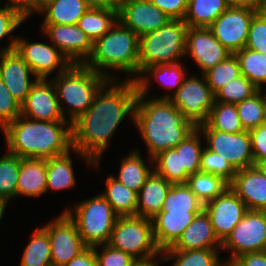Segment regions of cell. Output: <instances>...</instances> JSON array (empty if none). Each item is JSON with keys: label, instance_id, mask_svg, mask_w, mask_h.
Segmentation results:
<instances>
[{"label": "cell", "instance_id": "obj_1", "mask_svg": "<svg viewBox=\"0 0 266 266\" xmlns=\"http://www.w3.org/2000/svg\"><path fill=\"white\" fill-rule=\"evenodd\" d=\"M138 94L135 80L108 79L89 109L72 123L74 154L98 169L103 153L109 149V142L122 121L129 117L134 124Z\"/></svg>", "mask_w": 266, "mask_h": 266}, {"label": "cell", "instance_id": "obj_2", "mask_svg": "<svg viewBox=\"0 0 266 266\" xmlns=\"http://www.w3.org/2000/svg\"><path fill=\"white\" fill-rule=\"evenodd\" d=\"M1 131L7 152L20 158L47 160L73 149L72 124L69 121L49 122L20 115Z\"/></svg>", "mask_w": 266, "mask_h": 266}, {"label": "cell", "instance_id": "obj_3", "mask_svg": "<svg viewBox=\"0 0 266 266\" xmlns=\"http://www.w3.org/2000/svg\"><path fill=\"white\" fill-rule=\"evenodd\" d=\"M134 125L152 159L163 151L175 148L196 128L168 99H148L140 94Z\"/></svg>", "mask_w": 266, "mask_h": 266}, {"label": "cell", "instance_id": "obj_4", "mask_svg": "<svg viewBox=\"0 0 266 266\" xmlns=\"http://www.w3.org/2000/svg\"><path fill=\"white\" fill-rule=\"evenodd\" d=\"M139 43L140 37L117 21L93 43L92 54L84 65L107 79L120 80L107 71L110 69L128 74L125 79L136 80L139 76Z\"/></svg>", "mask_w": 266, "mask_h": 266}, {"label": "cell", "instance_id": "obj_5", "mask_svg": "<svg viewBox=\"0 0 266 266\" xmlns=\"http://www.w3.org/2000/svg\"><path fill=\"white\" fill-rule=\"evenodd\" d=\"M50 79L55 87L61 112L71 124L89 109L98 90L108 80L84 64H72L66 71ZM64 107L69 118H66Z\"/></svg>", "mask_w": 266, "mask_h": 266}, {"label": "cell", "instance_id": "obj_6", "mask_svg": "<svg viewBox=\"0 0 266 266\" xmlns=\"http://www.w3.org/2000/svg\"><path fill=\"white\" fill-rule=\"evenodd\" d=\"M187 29L188 25L184 20L171 19L163 27L140 36L139 75L148 66L173 64L183 60Z\"/></svg>", "mask_w": 266, "mask_h": 266}, {"label": "cell", "instance_id": "obj_7", "mask_svg": "<svg viewBox=\"0 0 266 266\" xmlns=\"http://www.w3.org/2000/svg\"><path fill=\"white\" fill-rule=\"evenodd\" d=\"M73 207L74 211L66 208L64 212L76 225L84 244L87 247L108 244L118 216L101 193Z\"/></svg>", "mask_w": 266, "mask_h": 266}, {"label": "cell", "instance_id": "obj_8", "mask_svg": "<svg viewBox=\"0 0 266 266\" xmlns=\"http://www.w3.org/2000/svg\"><path fill=\"white\" fill-rule=\"evenodd\" d=\"M108 244L130 254L136 260H146L162 254L154 238L152 220L138 215L118 217Z\"/></svg>", "mask_w": 266, "mask_h": 266}, {"label": "cell", "instance_id": "obj_9", "mask_svg": "<svg viewBox=\"0 0 266 266\" xmlns=\"http://www.w3.org/2000/svg\"><path fill=\"white\" fill-rule=\"evenodd\" d=\"M202 77L188 76L181 87L174 93H165L155 99H168L195 127L206 122L215 102V94L207 84L204 74Z\"/></svg>", "mask_w": 266, "mask_h": 266}, {"label": "cell", "instance_id": "obj_10", "mask_svg": "<svg viewBox=\"0 0 266 266\" xmlns=\"http://www.w3.org/2000/svg\"><path fill=\"white\" fill-rule=\"evenodd\" d=\"M230 256L224 259L227 266L237 257L266 250V211L247 210L242 220L222 243L221 250Z\"/></svg>", "mask_w": 266, "mask_h": 266}, {"label": "cell", "instance_id": "obj_11", "mask_svg": "<svg viewBox=\"0 0 266 266\" xmlns=\"http://www.w3.org/2000/svg\"><path fill=\"white\" fill-rule=\"evenodd\" d=\"M197 128L206 142L205 147L227 160L236 171L255 165L249 131L220 132L210 129L205 123Z\"/></svg>", "mask_w": 266, "mask_h": 266}, {"label": "cell", "instance_id": "obj_12", "mask_svg": "<svg viewBox=\"0 0 266 266\" xmlns=\"http://www.w3.org/2000/svg\"><path fill=\"white\" fill-rule=\"evenodd\" d=\"M50 44L42 41L30 42L21 36L17 37L15 50L29 65L37 79H48L51 73H56L54 76H57L72 65L67 57Z\"/></svg>", "mask_w": 266, "mask_h": 266}, {"label": "cell", "instance_id": "obj_13", "mask_svg": "<svg viewBox=\"0 0 266 266\" xmlns=\"http://www.w3.org/2000/svg\"><path fill=\"white\" fill-rule=\"evenodd\" d=\"M259 9L229 7L209 27L232 54L246 47L251 20Z\"/></svg>", "mask_w": 266, "mask_h": 266}, {"label": "cell", "instance_id": "obj_14", "mask_svg": "<svg viewBox=\"0 0 266 266\" xmlns=\"http://www.w3.org/2000/svg\"><path fill=\"white\" fill-rule=\"evenodd\" d=\"M42 227L50 240L52 266H64L87 247L64 211Z\"/></svg>", "mask_w": 266, "mask_h": 266}, {"label": "cell", "instance_id": "obj_15", "mask_svg": "<svg viewBox=\"0 0 266 266\" xmlns=\"http://www.w3.org/2000/svg\"><path fill=\"white\" fill-rule=\"evenodd\" d=\"M42 35H46L50 42L72 64H84L91 56L93 42L79 28L77 24H41Z\"/></svg>", "mask_w": 266, "mask_h": 266}, {"label": "cell", "instance_id": "obj_16", "mask_svg": "<svg viewBox=\"0 0 266 266\" xmlns=\"http://www.w3.org/2000/svg\"><path fill=\"white\" fill-rule=\"evenodd\" d=\"M217 238L223 243L248 210L245 203L229 187L223 194L204 204Z\"/></svg>", "mask_w": 266, "mask_h": 266}, {"label": "cell", "instance_id": "obj_17", "mask_svg": "<svg viewBox=\"0 0 266 266\" xmlns=\"http://www.w3.org/2000/svg\"><path fill=\"white\" fill-rule=\"evenodd\" d=\"M232 53L214 36L210 28L188 27L185 58L191 57L201 74L225 60Z\"/></svg>", "mask_w": 266, "mask_h": 266}, {"label": "cell", "instance_id": "obj_18", "mask_svg": "<svg viewBox=\"0 0 266 266\" xmlns=\"http://www.w3.org/2000/svg\"><path fill=\"white\" fill-rule=\"evenodd\" d=\"M21 115L33 120L68 121L61 112L51 79H37L21 105Z\"/></svg>", "mask_w": 266, "mask_h": 266}, {"label": "cell", "instance_id": "obj_19", "mask_svg": "<svg viewBox=\"0 0 266 266\" xmlns=\"http://www.w3.org/2000/svg\"><path fill=\"white\" fill-rule=\"evenodd\" d=\"M170 20L149 0H127L118 10V21L139 37L163 27Z\"/></svg>", "mask_w": 266, "mask_h": 266}, {"label": "cell", "instance_id": "obj_20", "mask_svg": "<svg viewBox=\"0 0 266 266\" xmlns=\"http://www.w3.org/2000/svg\"><path fill=\"white\" fill-rule=\"evenodd\" d=\"M0 77L21 105L25 102L32 85L37 81L29 65L16 50L0 53ZM32 78L34 80H31Z\"/></svg>", "mask_w": 266, "mask_h": 266}, {"label": "cell", "instance_id": "obj_21", "mask_svg": "<svg viewBox=\"0 0 266 266\" xmlns=\"http://www.w3.org/2000/svg\"><path fill=\"white\" fill-rule=\"evenodd\" d=\"M229 187L247 209L266 211V176L258 166L238 170Z\"/></svg>", "mask_w": 266, "mask_h": 266}, {"label": "cell", "instance_id": "obj_22", "mask_svg": "<svg viewBox=\"0 0 266 266\" xmlns=\"http://www.w3.org/2000/svg\"><path fill=\"white\" fill-rule=\"evenodd\" d=\"M208 214L203 209L182 232L178 240L164 250L221 249Z\"/></svg>", "mask_w": 266, "mask_h": 266}, {"label": "cell", "instance_id": "obj_23", "mask_svg": "<svg viewBox=\"0 0 266 266\" xmlns=\"http://www.w3.org/2000/svg\"><path fill=\"white\" fill-rule=\"evenodd\" d=\"M200 212H160L153 219L154 238L163 251L171 247Z\"/></svg>", "mask_w": 266, "mask_h": 266}, {"label": "cell", "instance_id": "obj_24", "mask_svg": "<svg viewBox=\"0 0 266 266\" xmlns=\"http://www.w3.org/2000/svg\"><path fill=\"white\" fill-rule=\"evenodd\" d=\"M182 65L183 63L180 61L173 64H158L145 68L135 80L139 94L147 97V94L150 93L151 85L154 84L153 82L151 83V77L156 82H159L158 84L161 86L170 90L173 88L175 89L173 93L176 92L187 77L186 69L184 70V65Z\"/></svg>", "mask_w": 266, "mask_h": 266}, {"label": "cell", "instance_id": "obj_25", "mask_svg": "<svg viewBox=\"0 0 266 266\" xmlns=\"http://www.w3.org/2000/svg\"><path fill=\"white\" fill-rule=\"evenodd\" d=\"M171 185L153 170L138 192L137 215L150 220L158 215Z\"/></svg>", "mask_w": 266, "mask_h": 266}, {"label": "cell", "instance_id": "obj_26", "mask_svg": "<svg viewBox=\"0 0 266 266\" xmlns=\"http://www.w3.org/2000/svg\"><path fill=\"white\" fill-rule=\"evenodd\" d=\"M46 159L20 158L17 197H39L46 194Z\"/></svg>", "mask_w": 266, "mask_h": 266}, {"label": "cell", "instance_id": "obj_27", "mask_svg": "<svg viewBox=\"0 0 266 266\" xmlns=\"http://www.w3.org/2000/svg\"><path fill=\"white\" fill-rule=\"evenodd\" d=\"M89 9L83 0H50L36 13L41 14L42 24H78L79 19Z\"/></svg>", "mask_w": 266, "mask_h": 266}, {"label": "cell", "instance_id": "obj_28", "mask_svg": "<svg viewBox=\"0 0 266 266\" xmlns=\"http://www.w3.org/2000/svg\"><path fill=\"white\" fill-rule=\"evenodd\" d=\"M149 161L151 165L146 164V161H144L138 149H132L126 157H122L118 172L119 174L117 177L114 176V178L124 184L127 188L138 193L141 187L145 184L148 176L154 170L153 159L149 158Z\"/></svg>", "mask_w": 266, "mask_h": 266}, {"label": "cell", "instance_id": "obj_29", "mask_svg": "<svg viewBox=\"0 0 266 266\" xmlns=\"http://www.w3.org/2000/svg\"><path fill=\"white\" fill-rule=\"evenodd\" d=\"M106 190L101 195L112 206L118 217L137 215L138 193L119 182L114 175L106 179Z\"/></svg>", "mask_w": 266, "mask_h": 266}, {"label": "cell", "instance_id": "obj_30", "mask_svg": "<svg viewBox=\"0 0 266 266\" xmlns=\"http://www.w3.org/2000/svg\"><path fill=\"white\" fill-rule=\"evenodd\" d=\"M71 151L66 154L53 157L46 160L47 188L48 191L69 190L76 185V177L74 175Z\"/></svg>", "mask_w": 266, "mask_h": 266}, {"label": "cell", "instance_id": "obj_31", "mask_svg": "<svg viewBox=\"0 0 266 266\" xmlns=\"http://www.w3.org/2000/svg\"><path fill=\"white\" fill-rule=\"evenodd\" d=\"M118 21L114 8H89L78 21L79 28L94 43L105 35Z\"/></svg>", "mask_w": 266, "mask_h": 266}, {"label": "cell", "instance_id": "obj_32", "mask_svg": "<svg viewBox=\"0 0 266 266\" xmlns=\"http://www.w3.org/2000/svg\"><path fill=\"white\" fill-rule=\"evenodd\" d=\"M228 8L225 0H189L183 20L188 27L209 28Z\"/></svg>", "mask_w": 266, "mask_h": 266}, {"label": "cell", "instance_id": "obj_33", "mask_svg": "<svg viewBox=\"0 0 266 266\" xmlns=\"http://www.w3.org/2000/svg\"><path fill=\"white\" fill-rule=\"evenodd\" d=\"M154 171L171 184H186L188 174L182 168L181 142L175 147L159 153L153 158Z\"/></svg>", "mask_w": 266, "mask_h": 266}, {"label": "cell", "instance_id": "obj_34", "mask_svg": "<svg viewBox=\"0 0 266 266\" xmlns=\"http://www.w3.org/2000/svg\"><path fill=\"white\" fill-rule=\"evenodd\" d=\"M219 250H163L162 254L165 261L175 259L172 266H227L225 261L219 257Z\"/></svg>", "mask_w": 266, "mask_h": 266}, {"label": "cell", "instance_id": "obj_35", "mask_svg": "<svg viewBox=\"0 0 266 266\" xmlns=\"http://www.w3.org/2000/svg\"><path fill=\"white\" fill-rule=\"evenodd\" d=\"M186 185L203 204L220 196L229 188V183L223 178L201 171L189 175Z\"/></svg>", "mask_w": 266, "mask_h": 266}, {"label": "cell", "instance_id": "obj_36", "mask_svg": "<svg viewBox=\"0 0 266 266\" xmlns=\"http://www.w3.org/2000/svg\"><path fill=\"white\" fill-rule=\"evenodd\" d=\"M20 262V266H52L50 240L43 227L32 233Z\"/></svg>", "mask_w": 266, "mask_h": 266}, {"label": "cell", "instance_id": "obj_37", "mask_svg": "<svg viewBox=\"0 0 266 266\" xmlns=\"http://www.w3.org/2000/svg\"><path fill=\"white\" fill-rule=\"evenodd\" d=\"M205 124L213 130L227 133L243 132L236 104L215 101Z\"/></svg>", "mask_w": 266, "mask_h": 266}, {"label": "cell", "instance_id": "obj_38", "mask_svg": "<svg viewBox=\"0 0 266 266\" xmlns=\"http://www.w3.org/2000/svg\"><path fill=\"white\" fill-rule=\"evenodd\" d=\"M204 204L186 184H172L161 212H201Z\"/></svg>", "mask_w": 266, "mask_h": 266}, {"label": "cell", "instance_id": "obj_39", "mask_svg": "<svg viewBox=\"0 0 266 266\" xmlns=\"http://www.w3.org/2000/svg\"><path fill=\"white\" fill-rule=\"evenodd\" d=\"M241 74L252 82L258 89L266 84V54L243 48L236 51Z\"/></svg>", "mask_w": 266, "mask_h": 266}, {"label": "cell", "instance_id": "obj_40", "mask_svg": "<svg viewBox=\"0 0 266 266\" xmlns=\"http://www.w3.org/2000/svg\"><path fill=\"white\" fill-rule=\"evenodd\" d=\"M203 74L214 94L231 80L242 75L240 64L235 54L229 55L225 60L217 63Z\"/></svg>", "mask_w": 266, "mask_h": 266}, {"label": "cell", "instance_id": "obj_41", "mask_svg": "<svg viewBox=\"0 0 266 266\" xmlns=\"http://www.w3.org/2000/svg\"><path fill=\"white\" fill-rule=\"evenodd\" d=\"M26 19L28 18L17 5L5 2L4 6L0 7V41L8 36L11 40L0 53L15 50L17 37L12 34Z\"/></svg>", "mask_w": 266, "mask_h": 266}, {"label": "cell", "instance_id": "obj_42", "mask_svg": "<svg viewBox=\"0 0 266 266\" xmlns=\"http://www.w3.org/2000/svg\"><path fill=\"white\" fill-rule=\"evenodd\" d=\"M20 157L6 153L0 157V196L11 201L17 198Z\"/></svg>", "mask_w": 266, "mask_h": 266}, {"label": "cell", "instance_id": "obj_43", "mask_svg": "<svg viewBox=\"0 0 266 266\" xmlns=\"http://www.w3.org/2000/svg\"><path fill=\"white\" fill-rule=\"evenodd\" d=\"M258 88L244 75L231 80L215 93V101L238 104L257 93Z\"/></svg>", "mask_w": 266, "mask_h": 266}, {"label": "cell", "instance_id": "obj_44", "mask_svg": "<svg viewBox=\"0 0 266 266\" xmlns=\"http://www.w3.org/2000/svg\"><path fill=\"white\" fill-rule=\"evenodd\" d=\"M201 138L202 134L196 127L181 141L182 168H185L188 175L200 171L201 153L204 149Z\"/></svg>", "mask_w": 266, "mask_h": 266}, {"label": "cell", "instance_id": "obj_45", "mask_svg": "<svg viewBox=\"0 0 266 266\" xmlns=\"http://www.w3.org/2000/svg\"><path fill=\"white\" fill-rule=\"evenodd\" d=\"M236 106L245 131H250L263 124V107L258 92Z\"/></svg>", "mask_w": 266, "mask_h": 266}, {"label": "cell", "instance_id": "obj_46", "mask_svg": "<svg viewBox=\"0 0 266 266\" xmlns=\"http://www.w3.org/2000/svg\"><path fill=\"white\" fill-rule=\"evenodd\" d=\"M200 171L219 176L229 184L237 172L227 160H223L205 146L201 153Z\"/></svg>", "mask_w": 266, "mask_h": 266}, {"label": "cell", "instance_id": "obj_47", "mask_svg": "<svg viewBox=\"0 0 266 266\" xmlns=\"http://www.w3.org/2000/svg\"><path fill=\"white\" fill-rule=\"evenodd\" d=\"M93 248L98 266H132L136 261V259H134L130 254L117 250L109 244H101L94 246Z\"/></svg>", "mask_w": 266, "mask_h": 266}, {"label": "cell", "instance_id": "obj_48", "mask_svg": "<svg viewBox=\"0 0 266 266\" xmlns=\"http://www.w3.org/2000/svg\"><path fill=\"white\" fill-rule=\"evenodd\" d=\"M21 115V104L12 96L0 77V128L1 130Z\"/></svg>", "mask_w": 266, "mask_h": 266}, {"label": "cell", "instance_id": "obj_49", "mask_svg": "<svg viewBox=\"0 0 266 266\" xmlns=\"http://www.w3.org/2000/svg\"><path fill=\"white\" fill-rule=\"evenodd\" d=\"M245 48L266 54V18L259 11L251 20Z\"/></svg>", "mask_w": 266, "mask_h": 266}, {"label": "cell", "instance_id": "obj_50", "mask_svg": "<svg viewBox=\"0 0 266 266\" xmlns=\"http://www.w3.org/2000/svg\"><path fill=\"white\" fill-rule=\"evenodd\" d=\"M172 20H183L189 0H149Z\"/></svg>", "mask_w": 266, "mask_h": 266}, {"label": "cell", "instance_id": "obj_51", "mask_svg": "<svg viewBox=\"0 0 266 266\" xmlns=\"http://www.w3.org/2000/svg\"><path fill=\"white\" fill-rule=\"evenodd\" d=\"M255 162L266 161V125L262 124L249 131Z\"/></svg>", "mask_w": 266, "mask_h": 266}, {"label": "cell", "instance_id": "obj_52", "mask_svg": "<svg viewBox=\"0 0 266 266\" xmlns=\"http://www.w3.org/2000/svg\"><path fill=\"white\" fill-rule=\"evenodd\" d=\"M228 266H266V252L243 254L235 258Z\"/></svg>", "mask_w": 266, "mask_h": 266}, {"label": "cell", "instance_id": "obj_53", "mask_svg": "<svg viewBox=\"0 0 266 266\" xmlns=\"http://www.w3.org/2000/svg\"><path fill=\"white\" fill-rule=\"evenodd\" d=\"M64 266H98L93 247H86Z\"/></svg>", "mask_w": 266, "mask_h": 266}, {"label": "cell", "instance_id": "obj_54", "mask_svg": "<svg viewBox=\"0 0 266 266\" xmlns=\"http://www.w3.org/2000/svg\"><path fill=\"white\" fill-rule=\"evenodd\" d=\"M229 7H246L260 9L264 4L263 0H225Z\"/></svg>", "mask_w": 266, "mask_h": 266}, {"label": "cell", "instance_id": "obj_55", "mask_svg": "<svg viewBox=\"0 0 266 266\" xmlns=\"http://www.w3.org/2000/svg\"><path fill=\"white\" fill-rule=\"evenodd\" d=\"M50 0H26V17L29 19L33 14Z\"/></svg>", "mask_w": 266, "mask_h": 266}, {"label": "cell", "instance_id": "obj_56", "mask_svg": "<svg viewBox=\"0 0 266 266\" xmlns=\"http://www.w3.org/2000/svg\"><path fill=\"white\" fill-rule=\"evenodd\" d=\"M162 261L165 262V258L163 254H160L159 260L157 256L146 260H136L132 266H159L158 264Z\"/></svg>", "mask_w": 266, "mask_h": 266}, {"label": "cell", "instance_id": "obj_57", "mask_svg": "<svg viewBox=\"0 0 266 266\" xmlns=\"http://www.w3.org/2000/svg\"><path fill=\"white\" fill-rule=\"evenodd\" d=\"M89 8H107L106 0H83Z\"/></svg>", "mask_w": 266, "mask_h": 266}, {"label": "cell", "instance_id": "obj_58", "mask_svg": "<svg viewBox=\"0 0 266 266\" xmlns=\"http://www.w3.org/2000/svg\"><path fill=\"white\" fill-rule=\"evenodd\" d=\"M265 90L263 91V89ZM259 88L257 92L260 94V98L262 101V107H263V124L266 125V87Z\"/></svg>", "mask_w": 266, "mask_h": 266}, {"label": "cell", "instance_id": "obj_59", "mask_svg": "<svg viewBox=\"0 0 266 266\" xmlns=\"http://www.w3.org/2000/svg\"><path fill=\"white\" fill-rule=\"evenodd\" d=\"M107 1V8H114L119 10L127 0H106Z\"/></svg>", "mask_w": 266, "mask_h": 266}, {"label": "cell", "instance_id": "obj_60", "mask_svg": "<svg viewBox=\"0 0 266 266\" xmlns=\"http://www.w3.org/2000/svg\"><path fill=\"white\" fill-rule=\"evenodd\" d=\"M7 3L19 6L21 11L26 16V0H7Z\"/></svg>", "mask_w": 266, "mask_h": 266}, {"label": "cell", "instance_id": "obj_61", "mask_svg": "<svg viewBox=\"0 0 266 266\" xmlns=\"http://www.w3.org/2000/svg\"><path fill=\"white\" fill-rule=\"evenodd\" d=\"M8 203H9L8 199L0 196V223H1V220L3 218L4 212L6 210Z\"/></svg>", "mask_w": 266, "mask_h": 266}, {"label": "cell", "instance_id": "obj_62", "mask_svg": "<svg viewBox=\"0 0 266 266\" xmlns=\"http://www.w3.org/2000/svg\"><path fill=\"white\" fill-rule=\"evenodd\" d=\"M255 166H258L260 168V170L266 176V161H264V162H255Z\"/></svg>", "mask_w": 266, "mask_h": 266}, {"label": "cell", "instance_id": "obj_63", "mask_svg": "<svg viewBox=\"0 0 266 266\" xmlns=\"http://www.w3.org/2000/svg\"><path fill=\"white\" fill-rule=\"evenodd\" d=\"M259 12L266 18V3L262 5V7L259 9Z\"/></svg>", "mask_w": 266, "mask_h": 266}]
</instances>
